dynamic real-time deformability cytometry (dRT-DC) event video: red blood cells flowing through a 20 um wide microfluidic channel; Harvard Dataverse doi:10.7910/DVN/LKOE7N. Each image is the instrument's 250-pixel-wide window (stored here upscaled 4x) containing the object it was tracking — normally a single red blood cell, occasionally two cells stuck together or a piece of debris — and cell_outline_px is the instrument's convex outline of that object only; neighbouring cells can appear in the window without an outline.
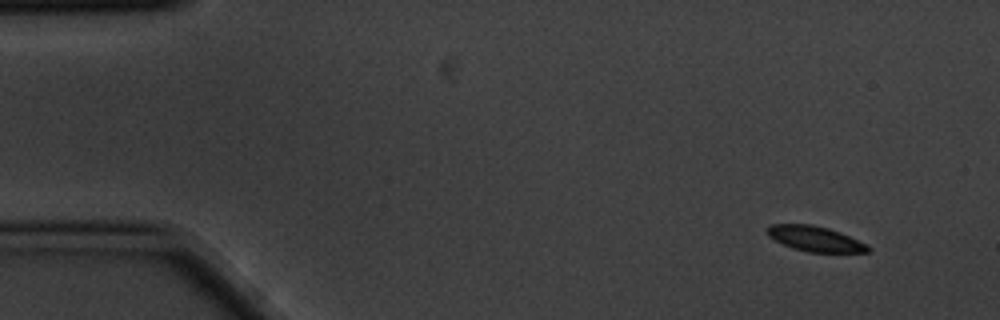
{"species": "common noctule bat (a hibernating species)", "species_latin": "Nyctalus noctula", "temperature_condition": "cold", "stored_images_in_passage": 4, "camera_frame_rate_fps": 3000, "um_per_image_px": 0.085, "animal": {"sex": "male", "body_mass_g": 20.1, "forearm_length_mm": 53.5}, "frame": {"image": 1, "passage_image": 1, "time_ms": 0.0, "image_size_px": [1000, 320], "cell_outline_px": [[872, 248], [868, 252], [808, 252], [792, 248], [768, 236], [768, 228], [772, 224], [812, 224], [828, 228], [840, 232]], "centroid_in_image_um": [69.28, 20.29], "position_along_channel_um": 15.7, "area_um2": 14.51}}
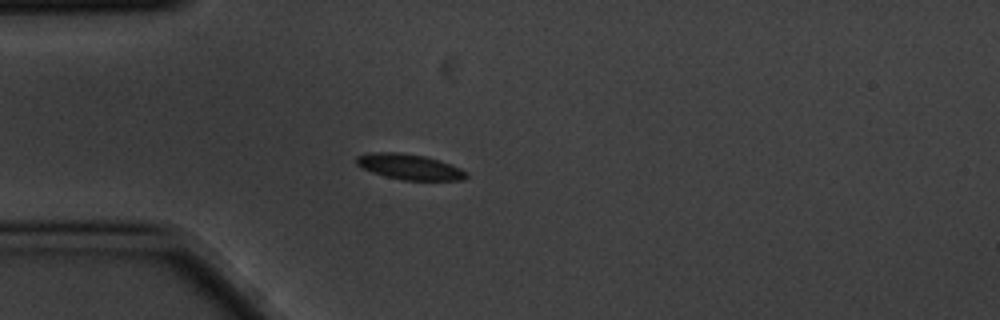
{"frame": {"image": 2, "passage_image": 4, "time_ms": 1.0, "image_size_px": [1000, 320], "cell_outline_px": [[468, 176], [464, 180], [404, 180], [372, 172], [360, 168], [356, 164], [356, 156], [368, 152], [400, 152], [424, 156], [460, 168], [468, 172]], "centroid_in_image_um": [34.77, 14.17], "position_along_channel_um": 50.2, "area_um2": 16.24}}